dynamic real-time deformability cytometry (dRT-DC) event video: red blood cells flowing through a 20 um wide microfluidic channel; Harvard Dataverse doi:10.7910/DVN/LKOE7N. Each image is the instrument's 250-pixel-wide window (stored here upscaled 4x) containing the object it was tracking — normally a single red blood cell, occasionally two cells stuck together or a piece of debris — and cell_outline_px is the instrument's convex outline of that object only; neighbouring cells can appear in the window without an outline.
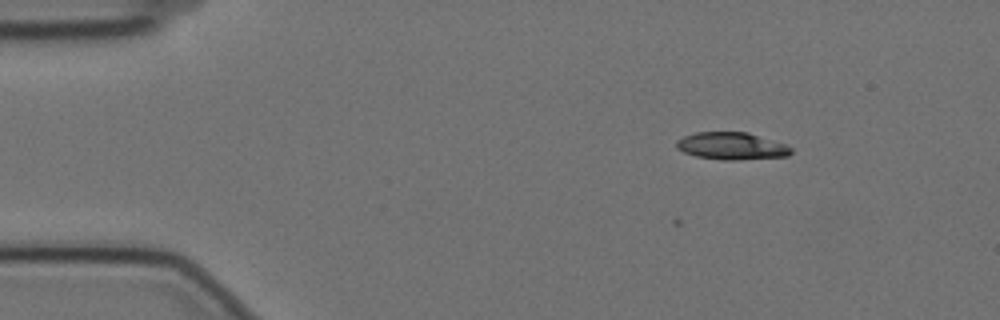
{"species": "Egyptian fruit bat (a non-hibernating species)", "species_latin": "Rousettus aegyptiacus", "temperature_condition": "cold", "stored_images_in_passage": 4, "camera_frame_rate_fps": 3000, "um_per_image_px": 0.085, "animal": {"sex": "female"}, "frame": {"image": 1, "passage_image": 4, "time_ms": 1.0, "image_size_px": [1000, 320], "cell_outline_px": [[792, 152], [788, 156], [736, 160], [724, 160], [696, 156], [684, 152], [676, 148], [676, 140], [684, 136], [696, 132], [748, 132], [784, 144], [792, 148]], "centroid_in_image_um": [62.17, 12.41], "position_along_channel_um": 22.8, "area_um2": 18.15}}